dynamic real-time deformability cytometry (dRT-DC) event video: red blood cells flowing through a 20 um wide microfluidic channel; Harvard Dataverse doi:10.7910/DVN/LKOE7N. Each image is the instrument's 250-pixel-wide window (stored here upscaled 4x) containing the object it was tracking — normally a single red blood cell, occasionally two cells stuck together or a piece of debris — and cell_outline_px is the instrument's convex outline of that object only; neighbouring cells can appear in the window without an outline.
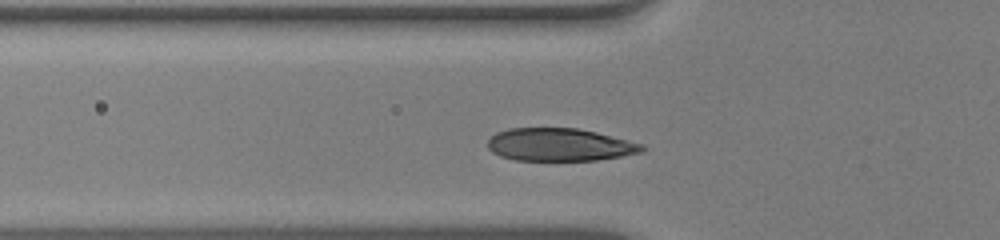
{"species": "human", "species_latin": "Homo sapiens", "temperature_condition": "warm", "stored_images_in_passage": 33, "camera_frame_rate_fps": 3000, "um_per_image_px": 0.085, "donor": {"sex": "male"}, "frame": {"image": 1, "passage_image": 8, "time_ms": 2.333, "image_size_px": [1000, 240], "cell_outline_px": [[644, 152], [596, 160], [516, 160], [500, 156], [492, 152], [488, 148], [488, 140], [496, 132], [508, 128], [576, 128], [596, 132], [644, 144]], "centroid_in_image_um": [47.56, 12.29], "position_along_channel_um": 78.2, "area_um2": 29.42}}
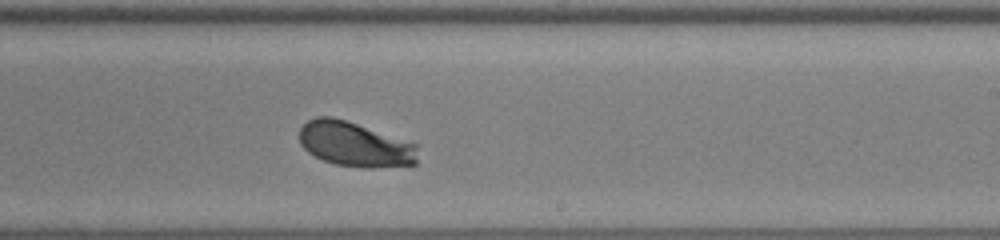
{"frame": {"image": 2, "passage_image": 22, "time_ms": 7.0, "image_size_px": [1000, 240], "cell_outline_px": [[416, 164], [372, 168], [364, 168], [336, 164], [324, 160], [308, 152], [300, 144], [300, 128], [308, 120], [316, 116], [332, 116], [416, 144]], "centroid_in_image_um": [30.12, 12.27], "position_along_channel_um": 258.9, "area_um2": 30.4}}
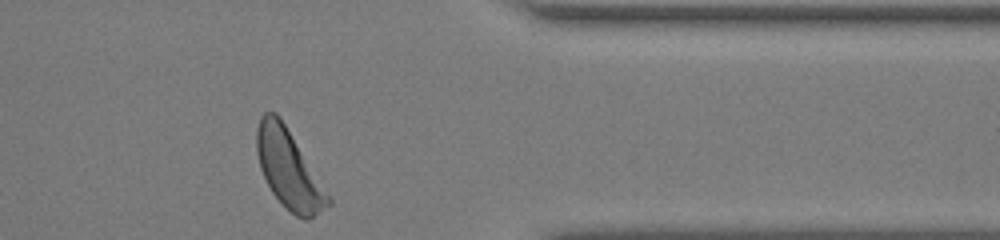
{"frame": {"image": 3, "passage_image": 33, "time_ms": 10.667, "image_size_px": [1000, 240], "cell_outline_px": [[332, 204], [312, 216], [304, 220], [296, 216], [272, 192], [260, 168], [256, 152], [256, 128], [260, 116], [264, 112], [276, 112], [280, 116], [332, 200]], "centroid_in_image_um": [24.51, 14.33], "position_along_channel_um": 386.9, "area_um2": 31.96}, "authors_computed_cell_mechanics": {"area_um2": 30.7496, "velocity_mm_per_s": 3.8726, "shape_relaxation_time_tau1_ms": 0.8722, "shape_relaxation_time_tau2_ms": null, "deformation_change_tau1": 0.1216, "deformation_change_tau2": null}}